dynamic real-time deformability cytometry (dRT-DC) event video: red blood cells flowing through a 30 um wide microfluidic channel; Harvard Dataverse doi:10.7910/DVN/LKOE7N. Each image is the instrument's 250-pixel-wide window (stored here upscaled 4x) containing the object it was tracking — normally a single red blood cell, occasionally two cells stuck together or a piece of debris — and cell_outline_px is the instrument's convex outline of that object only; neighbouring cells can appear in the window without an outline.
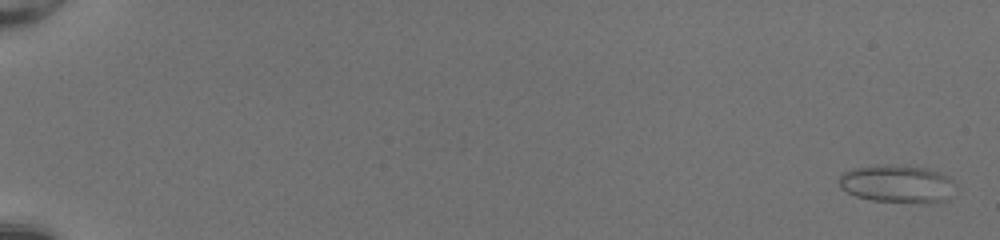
{"species": "common noctule bat (a hibernating species)", "species_latin": "Nyctalus noctula", "temperature_condition": "room temperature", "stored_images_in_passage": 52, "camera_frame_rate_fps": 3000, "um_per_image_px": 0.085, "animal": {"sex": "female", "body_mass_g": 20.0, "forearm_length_mm": 54.0}, "frame": {"image": 1, "passage_image": 2, "time_ms": 0.333, "image_size_px": [1000, 240], "cell_outline_px": [[956, 184], [948, 196], [940, 204], [924, 204], [872, 200], [856, 196], [840, 188], [840, 176], [844, 172], [852, 168], [876, 164], [888, 164], [924, 168], [940, 172], [948, 176]], "centroid_in_image_um": [76.28, 15.64], "position_along_channel_um": 8.7, "area_um2": 25.95}}
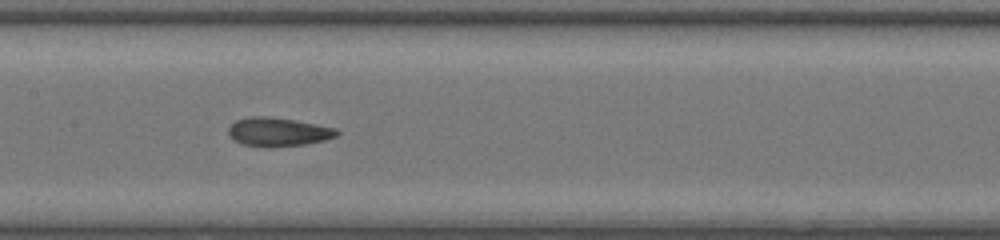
{"frame": {"image": 2, "passage_image": 29, "time_ms": 9.333, "image_size_px": [1000, 240], "cell_outline_px": [[340, 132], [336, 136], [324, 140], [304, 144], [244, 144], [228, 136], [228, 128], [236, 120], [252, 116], [264, 116], [292, 120], [316, 124], [336, 128]], "centroid_in_image_um": [23.66, 11.16], "position_along_channel_um": 183.7, "area_um2": 17.11}}
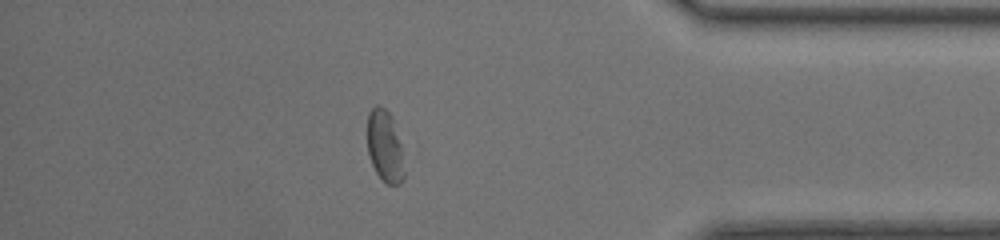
{"frame": {"image": 3, "passage_image": 46, "time_ms": 15.0, "image_size_px": [1000, 240], "cell_outline_px": [[404, 176], [400, 184], [388, 184], [376, 172], [372, 164], [368, 152], [368, 112], [376, 104], [380, 104], [392, 116], [400, 144], [404, 172]], "centroid_in_image_um": [32.7, 12.39], "position_along_channel_um": 402.5, "area_um2": 15.14}, "authors_computed_cell_mechanics": {"area_um2": 18.6405, "velocity_mm_per_s": 4.2601, "shape_relaxation_time_tau1_ms": null, "shape_relaxation_time_tau2_ms": 1.9905, "deformation_change_tau1": null, "deformation_change_tau2": 0.0847}}